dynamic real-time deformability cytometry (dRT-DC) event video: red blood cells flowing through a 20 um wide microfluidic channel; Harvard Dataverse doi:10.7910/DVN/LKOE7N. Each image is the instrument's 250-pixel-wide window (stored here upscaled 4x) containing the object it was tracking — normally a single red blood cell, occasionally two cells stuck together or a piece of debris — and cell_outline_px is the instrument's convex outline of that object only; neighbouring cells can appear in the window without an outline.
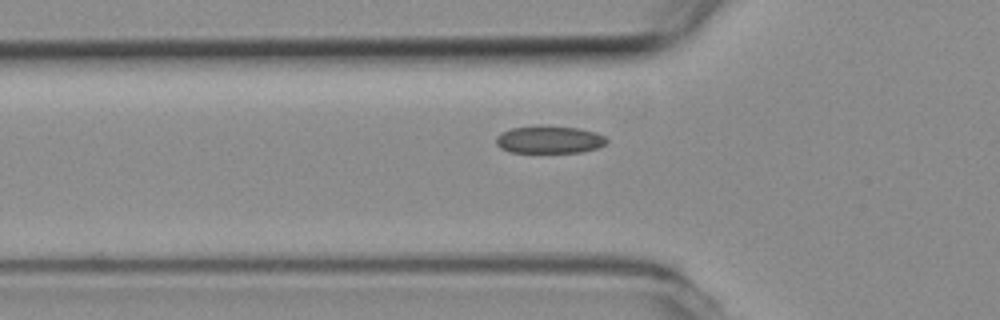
{"species": "common noctule bat (a hibernating species)", "species_latin": "Nyctalus noctula", "temperature_condition": "room temperature", "stored_images_in_passage": 38, "camera_frame_rate_fps": 3000, "um_per_image_px": 0.085, "animal": {"sex": "female", "body_mass_g": 19.3, "forearm_length_mm": 54.1}, "frame": {"image": 1, "passage_image": 7, "time_ms": 2.0, "image_size_px": [1000, 320], "cell_outline_px": [[608, 140], [604, 144], [596, 148], [580, 152], [512, 152], [500, 148], [496, 144], [496, 136], [500, 132], [512, 128], [540, 124], [548, 124], [580, 128], [596, 132], [604, 136]], "centroid_in_image_um": [46.66, 11.83], "position_along_channel_um": 79.1, "area_um2": 18.09}}
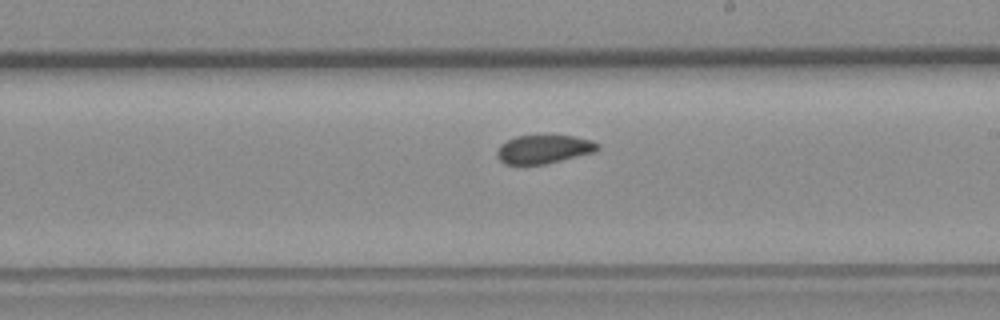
{"frame": {"image": 2, "passage_image": 20, "time_ms": 6.333, "image_size_px": [1000, 320], "cell_outline_px": [[600, 148], [596, 152], [544, 164], [504, 164], [496, 156], [496, 152], [500, 144], [516, 136], [572, 136], [592, 140], [600, 144]], "centroid_in_image_um": [46.23, 12.69], "position_along_channel_um": 242.8, "area_um2": 16.7}}
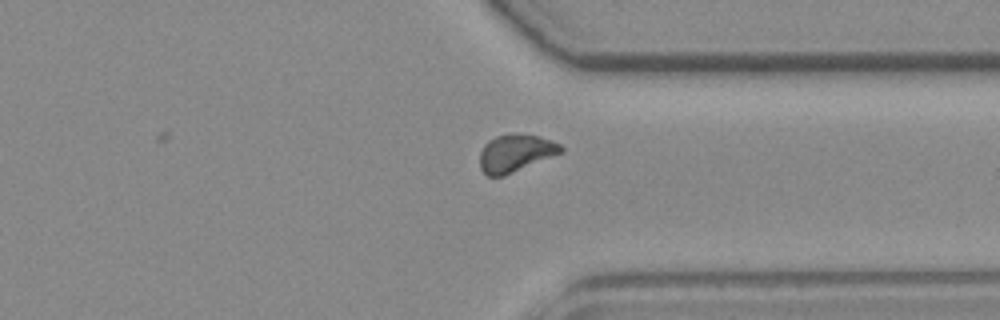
{"frame": {"image": 3, "passage_image": 30, "time_ms": 9.667, "image_size_px": [1000, 320], "cell_outline_px": [[564, 152], [504, 176], [488, 176], [480, 168], [480, 152], [484, 144], [488, 140], [496, 136], [508, 132], [540, 136], [552, 140], [560, 144], [564, 148]], "centroid_in_image_um": [43.83, 12.99], "position_along_channel_um": 367.6, "area_um2": 18.03}}